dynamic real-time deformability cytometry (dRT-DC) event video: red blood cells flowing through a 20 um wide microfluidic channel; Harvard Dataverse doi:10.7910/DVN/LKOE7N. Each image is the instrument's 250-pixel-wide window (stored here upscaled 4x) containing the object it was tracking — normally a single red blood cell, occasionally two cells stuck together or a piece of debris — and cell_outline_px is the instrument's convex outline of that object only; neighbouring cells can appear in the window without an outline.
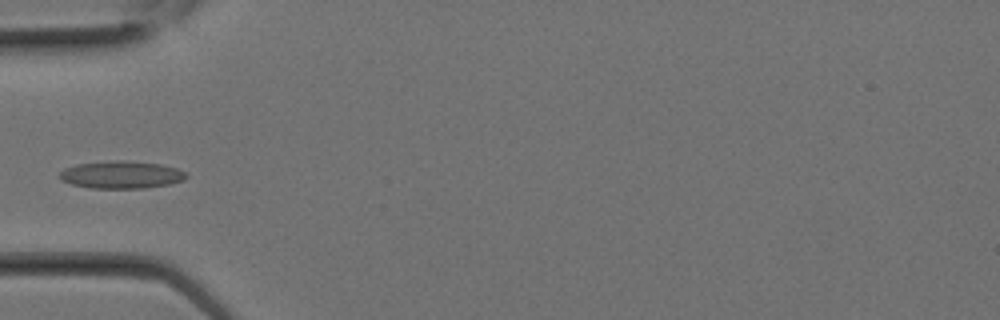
{"species": "Egyptian fruit bat (a non-hibernating species)", "species_latin": "Rousettus aegyptiacus", "temperature_condition": "room temperature", "stored_images_in_passage": 10, "camera_frame_rate_fps": 3000, "um_per_image_px": 0.085, "animal": {"sex": "female"}, "frame": {"image": 1, "passage_image": 9, "time_ms": 2.667, "image_size_px": [1000, 320], "cell_outline_px": [[188, 176], [184, 180], [168, 184], [144, 188], [92, 188], [72, 184], [64, 180], [60, 176], [60, 172], [64, 168], [76, 164], [116, 160], [120, 160], [160, 164], [176, 168], [188, 172]], "centroid_in_image_um": [10.35, 14.85], "position_along_channel_um": 74.6, "area_um2": 20.11}}